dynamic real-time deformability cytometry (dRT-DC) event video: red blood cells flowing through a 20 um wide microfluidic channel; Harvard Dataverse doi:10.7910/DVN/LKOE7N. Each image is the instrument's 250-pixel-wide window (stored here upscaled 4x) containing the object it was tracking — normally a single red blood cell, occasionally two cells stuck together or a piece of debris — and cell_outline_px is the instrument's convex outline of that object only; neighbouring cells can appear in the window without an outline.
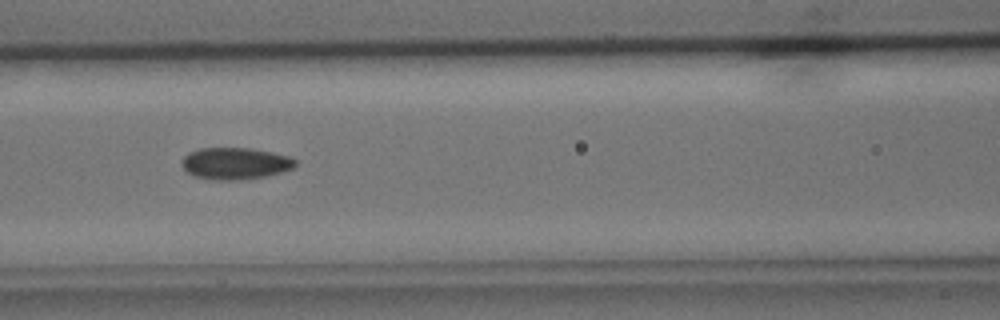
{"species": "common noctule bat (a hibernating species)", "species_latin": "Nyctalus noctula", "temperature_condition": "cold", "stored_images_in_passage": 22, "camera_frame_rate_fps": 3000, "um_per_image_px": 0.085, "animal": {"sex": "male", "body_mass_g": 15.6}, "frame": {"image": 1, "passage_image": 7, "time_ms": 2.0, "image_size_px": [1000, 320], "cell_outline_px": [[296, 164], [292, 168], [280, 172], [264, 176], [236, 180], [212, 180], [192, 176], [180, 164], [180, 160], [188, 152], [200, 148], [252, 148], [292, 156], [296, 160]], "centroid_in_image_um": [19.96, 13.88], "position_along_channel_um": 146.6, "area_um2": 21.21}}
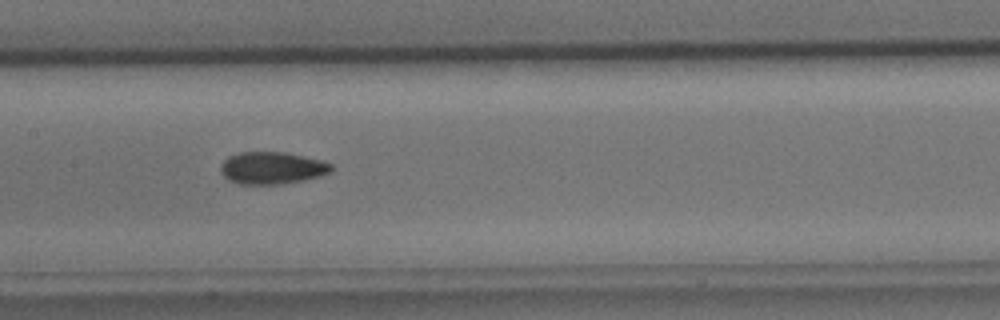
{"frame": {"image": 2, "passage_image": 10, "time_ms": 3.0, "image_size_px": [1000, 320], "cell_outline_px": [[332, 168], [328, 172], [320, 176], [304, 180], [280, 184], [240, 184], [228, 180], [220, 172], [220, 164], [228, 156], [240, 152], [288, 152], [320, 160], [332, 164]], "centroid_in_image_um": [23.08, 14.27], "position_along_channel_um": 184.3, "area_um2": 20.81}}